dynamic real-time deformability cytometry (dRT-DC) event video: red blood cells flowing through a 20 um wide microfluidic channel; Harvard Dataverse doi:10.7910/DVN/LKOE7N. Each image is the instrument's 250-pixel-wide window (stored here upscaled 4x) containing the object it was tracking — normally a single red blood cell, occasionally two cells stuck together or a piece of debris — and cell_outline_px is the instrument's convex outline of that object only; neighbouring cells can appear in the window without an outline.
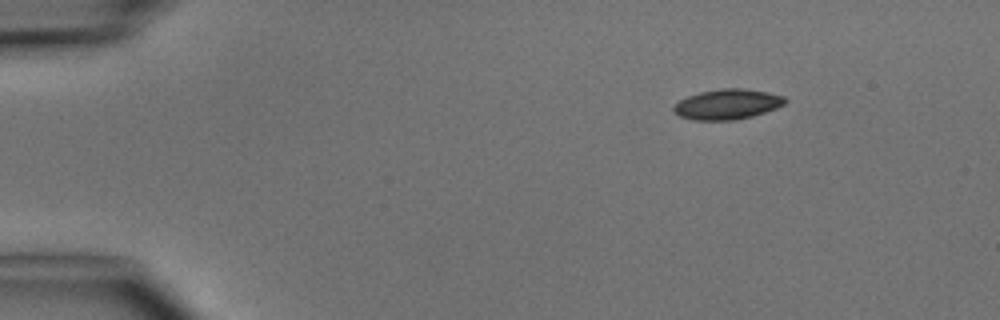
{"species": "common noctule bat (a hibernating species)", "species_latin": "Nyctalus noctula", "temperature_condition": "cold", "stored_images_in_passage": 3, "camera_frame_rate_fps": 3000, "um_per_image_px": 0.085, "animal": {"sex": "male", "body_mass_g": 15.6}, "frame": {"image": 1, "passage_image": 1, "time_ms": 0.0, "image_size_px": [1000, 320], "cell_outline_px": [[788, 100], [784, 104], [776, 108], [752, 116], [736, 120], [692, 120], [680, 116], [672, 108], [680, 100], [688, 96], [700, 92], [720, 88], [744, 88], [768, 92], [784, 96]], "centroid_in_image_um": [61.85, 8.85], "position_along_channel_um": 23.2, "area_um2": 19.59}}